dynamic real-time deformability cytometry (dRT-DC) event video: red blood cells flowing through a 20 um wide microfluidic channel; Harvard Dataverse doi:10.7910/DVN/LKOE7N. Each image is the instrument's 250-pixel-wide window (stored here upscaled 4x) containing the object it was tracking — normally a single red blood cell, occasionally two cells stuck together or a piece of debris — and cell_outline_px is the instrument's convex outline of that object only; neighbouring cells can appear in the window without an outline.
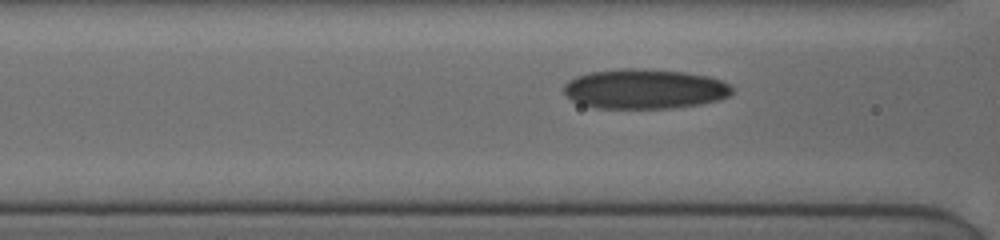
{"species": "human", "species_latin": "Homo sapiens", "temperature_condition": "cold", "stored_images_in_passage": 14, "camera_frame_rate_fps": 3000, "um_per_image_px": 0.085, "donor": {"sex": "female"}, "frame": {"image": 1, "passage_image": 10, "time_ms": 2.333, "image_size_px": [1000, 240], "cell_outline_px": [[732, 92], [728, 96], [720, 100], [700, 104], [672, 108], [596, 108], [580, 104], [572, 100], [564, 92], [564, 84], [568, 80], [576, 76], [588, 72], [620, 68], [648, 68], [684, 72], [708, 76], [720, 80], [728, 84], [732, 88]], "centroid_in_image_um": [54.77, 7.55], "position_along_channel_um": 111.8, "area_um2": 39.3}}